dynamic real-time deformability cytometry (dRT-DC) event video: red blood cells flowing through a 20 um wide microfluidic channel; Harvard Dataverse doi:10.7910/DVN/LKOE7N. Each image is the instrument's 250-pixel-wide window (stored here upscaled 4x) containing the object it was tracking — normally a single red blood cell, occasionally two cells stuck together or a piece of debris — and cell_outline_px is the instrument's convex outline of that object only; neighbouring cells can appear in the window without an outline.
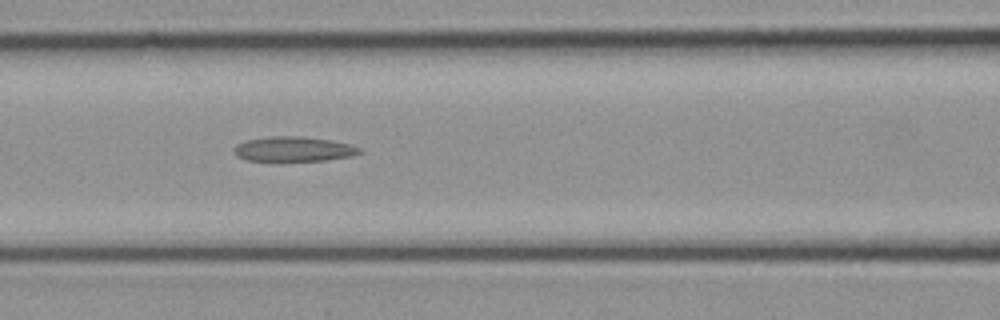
{"species": "common noctule bat (a hibernating species)", "species_latin": "Nyctalus noctula", "temperature_condition": "cold", "stored_images_in_passage": 25, "camera_frame_rate_fps": 3000, "um_per_image_px": 0.085, "animal": {"sex": "female", "body_mass_g": 21.9}, "frame": {"image": 1, "passage_image": 13, "time_ms": 4.0, "image_size_px": [1000, 320], "cell_outline_px": [[364, 152], [352, 156], [324, 160], [248, 160], [236, 156], [232, 152], [232, 148], [236, 144], [244, 140], [268, 136], [300, 136], [332, 140], [364, 148]], "centroid_in_image_um": [24.95, 12.65], "position_along_channel_um": 141.6, "area_um2": 18.32}}
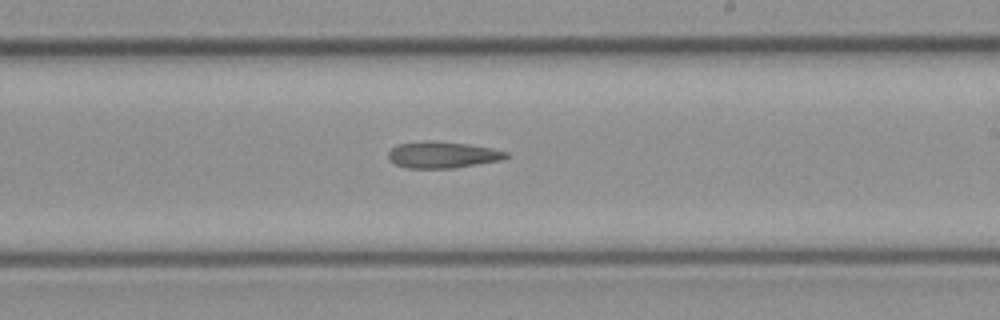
{"frame": {"image": 2, "passage_image": 18, "time_ms": 5.667, "image_size_px": [1000, 320], "cell_outline_px": [[512, 156], [504, 160], [456, 168], [404, 168], [388, 160], [388, 152], [396, 144], [428, 140], [432, 140], [468, 144], [492, 148], [508, 152]], "centroid_in_image_um": [37.65, 13.16], "position_along_channel_um": 251.4, "area_um2": 18.61}}
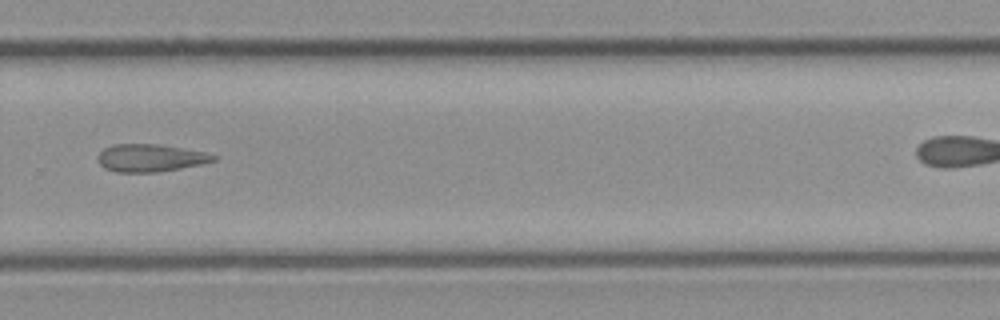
{"frame": {"image": 3, "passage_image": 21, "time_ms": 6.667, "image_size_px": [1000, 320], "cell_outline_px": [[216, 160], [200, 164], [180, 168], [156, 172], [116, 172], [104, 168], [100, 164], [100, 152], [104, 148], [112, 144], [156, 144], [204, 152], [216, 156]], "centroid_in_image_um": [12.75, 13.42], "position_along_channel_um": 317.0, "area_um2": 18.21}}